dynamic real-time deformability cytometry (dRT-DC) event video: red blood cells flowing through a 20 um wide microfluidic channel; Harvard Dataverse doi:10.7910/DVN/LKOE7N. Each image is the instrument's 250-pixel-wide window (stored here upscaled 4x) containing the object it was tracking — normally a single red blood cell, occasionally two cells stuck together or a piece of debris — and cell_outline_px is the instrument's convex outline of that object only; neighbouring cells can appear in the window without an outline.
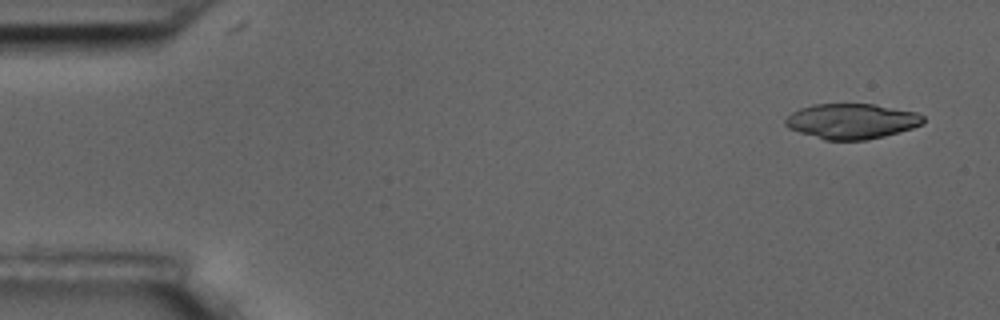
{"species": "common noctule bat (a hibernating species)", "species_latin": "Nyctalus noctula", "temperature_condition": "room temperature", "stored_images_in_passage": 56, "camera_frame_rate_fps": 3000, "um_per_image_px": 0.085, "animal": {"sex": "male", "body_mass_g": 17.5, "forearm_length_mm": 52.3}, "frame": {"image": 1, "passage_image": 3, "time_ms": 0.667, "image_size_px": [1000, 320], "cell_outline_px": [[924, 124], [912, 128], [884, 136], [868, 140], [824, 140], [788, 128], [784, 124], [784, 120], [792, 112], [800, 108], [812, 104], [876, 104], [916, 112], [924, 116]], "centroid_in_image_um": [72.39, 10.3], "position_along_channel_um": 12.6, "area_um2": 28.44}}